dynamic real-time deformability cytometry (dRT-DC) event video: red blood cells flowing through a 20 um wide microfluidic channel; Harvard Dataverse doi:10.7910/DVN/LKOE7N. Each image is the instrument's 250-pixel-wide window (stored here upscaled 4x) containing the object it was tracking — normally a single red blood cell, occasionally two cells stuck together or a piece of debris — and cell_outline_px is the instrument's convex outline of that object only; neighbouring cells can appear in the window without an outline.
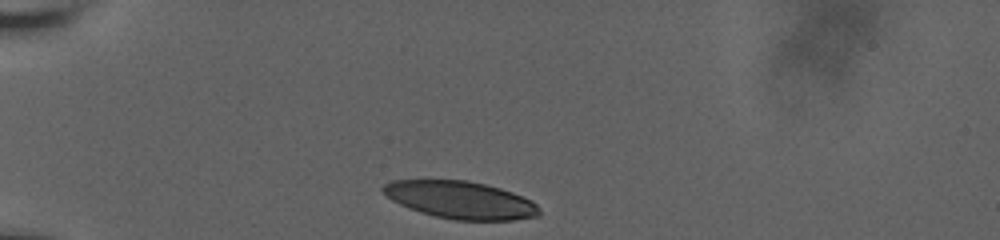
{"species": "human", "species_latin": "Homo sapiens", "temperature_condition": "room temperature", "stored_images_in_passage": 33, "camera_frame_rate_fps": 3000, "um_per_image_px": 0.085, "donor": {"sex": "male"}, "frame": {"image": 1, "passage_image": 1, "time_ms": 0.0, "image_size_px": [1000, 240], "cell_outline_px": [[540, 216], [516, 220], [452, 220], [420, 212], [408, 208], [392, 200], [380, 188], [384, 184], [392, 180], [468, 180], [500, 188], [512, 192], [532, 200], [540, 208]], "centroid_in_image_um": [39.16, 17.0], "position_along_channel_um": 45.8, "area_um2": 34.22}}
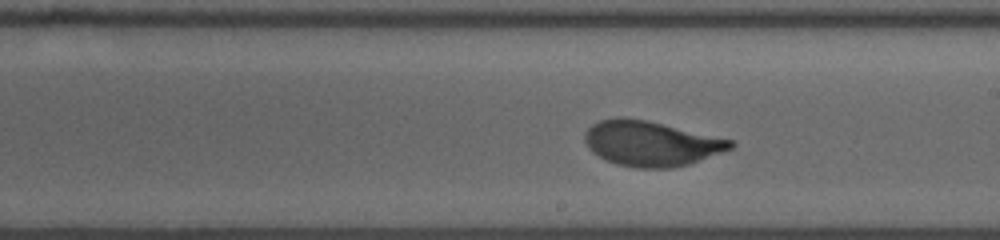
{"frame": {"image": 2, "passage_image": 19, "time_ms": 6.0, "image_size_px": [1000, 240], "cell_outline_px": [[736, 144], [732, 148], [688, 164], [672, 168], [636, 168], [616, 164], [592, 152], [588, 148], [584, 140], [584, 132], [592, 124], [600, 120], [620, 116], [648, 120], [732, 140]], "centroid_in_image_um": [55.3, 12.18], "position_along_channel_um": 233.7, "area_um2": 38.21}}
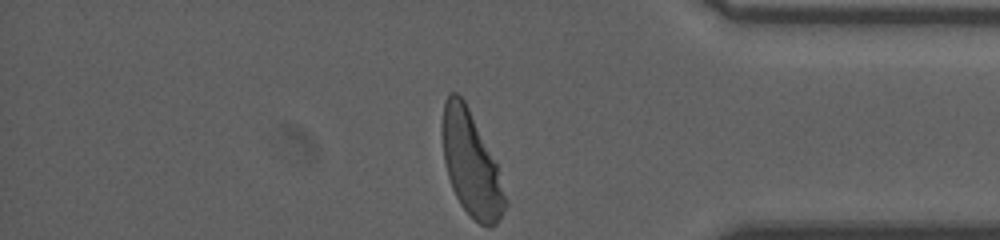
{"frame": {"image": 3, "passage_image": 33, "time_ms": 10.667, "image_size_px": [1000, 240], "cell_outline_px": [[508, 204], [496, 224], [480, 224], [460, 204], [452, 188], [448, 176], [444, 160], [444, 100], [448, 92], [456, 92], [464, 100], [496, 164], [508, 200]], "centroid_in_image_um": [40.06, 13.96], "position_along_channel_um": 395.1, "area_um2": 36.88}, "authors_computed_cell_mechanics": {"area_um2": 38.0324, "velocity_mm_per_s": 3.804, "shape_relaxation_time_tau1_ms": 3.0024, "shape_relaxation_time_tau2_ms": null, "deformation_change_tau1": 0.1587, "deformation_change_tau2": null}}